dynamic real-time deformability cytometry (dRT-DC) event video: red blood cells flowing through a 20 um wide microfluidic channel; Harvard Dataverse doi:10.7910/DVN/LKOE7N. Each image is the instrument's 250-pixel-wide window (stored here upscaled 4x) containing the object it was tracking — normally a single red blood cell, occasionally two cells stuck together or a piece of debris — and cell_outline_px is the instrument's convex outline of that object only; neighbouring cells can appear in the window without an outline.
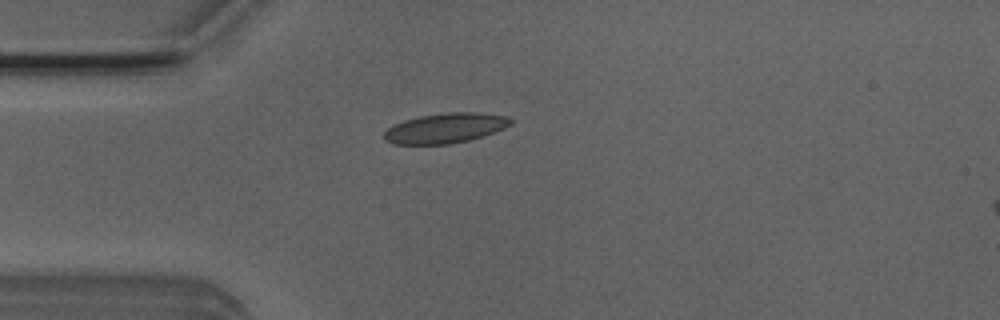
{"species": "Egyptian fruit bat (a non-hibernating species)", "species_latin": "Rousettus aegyptiacus", "temperature_condition": "room temperature", "stored_images_in_passage": 41, "camera_frame_rate_fps": 3000, "um_per_image_px": 0.085, "animal": {"sex": "male"}, "frame": {"image": 1, "passage_image": 3, "time_ms": 0.667, "image_size_px": [1000, 320], "cell_outline_px": [[516, 120], [512, 124], [504, 128], [484, 136], [452, 144], [392, 144], [384, 140], [384, 132], [388, 128], [404, 120], [420, 116], [448, 112], [476, 112], [508, 116]], "centroid_in_image_um": [37.9, 10.89], "position_along_channel_um": 47.1, "area_um2": 22.25}}
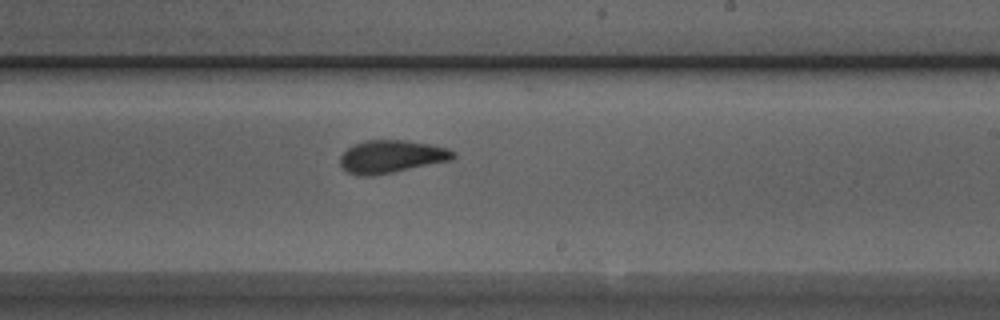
{"frame": {"image": 2, "passage_image": 20, "time_ms": 6.333, "image_size_px": [1000, 320], "cell_outline_px": [[456, 156], [452, 160], [372, 176], [360, 176], [348, 172], [340, 164], [340, 156], [352, 144], [364, 140], [404, 140], [428, 144], [448, 148], [456, 152]], "centroid_in_image_um": [33.26, 13.3], "position_along_channel_um": 255.7, "area_um2": 21.56}}
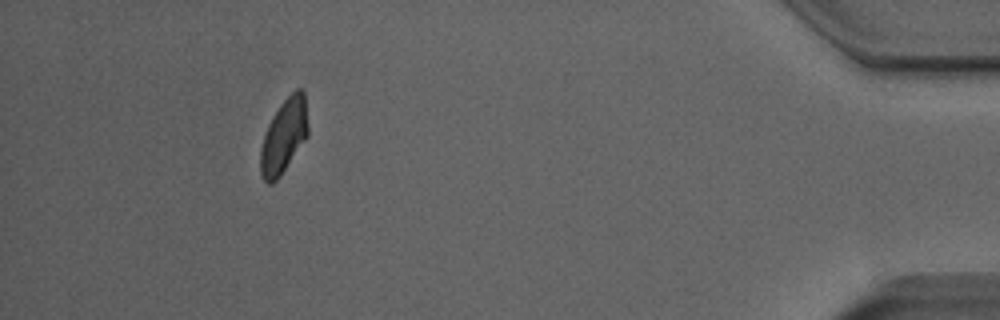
{"frame": {"image": 3, "passage_image": 37, "time_ms": 12.0, "image_size_px": [1000, 320], "cell_outline_px": [[308, 136], [280, 176], [272, 184], [268, 184], [264, 180], [260, 172], [260, 148], [268, 124], [272, 116], [280, 104], [296, 88], [300, 88], [304, 92], [308, 124]], "centroid_in_image_um": [24.13, 11.57], "position_along_channel_um": 411.1, "area_um2": 20.58}, "authors_computed_cell_mechanics": {"area_um2": 21.5016, "velocity_mm_per_s": 3.9015, "shape_relaxation_time_tau1_ms": 6.0563, "shape_relaxation_time_tau2_ms": 1.0807, "deformation_change_tau1": 0.1534, "deformation_change_tau2": 0.0471}}